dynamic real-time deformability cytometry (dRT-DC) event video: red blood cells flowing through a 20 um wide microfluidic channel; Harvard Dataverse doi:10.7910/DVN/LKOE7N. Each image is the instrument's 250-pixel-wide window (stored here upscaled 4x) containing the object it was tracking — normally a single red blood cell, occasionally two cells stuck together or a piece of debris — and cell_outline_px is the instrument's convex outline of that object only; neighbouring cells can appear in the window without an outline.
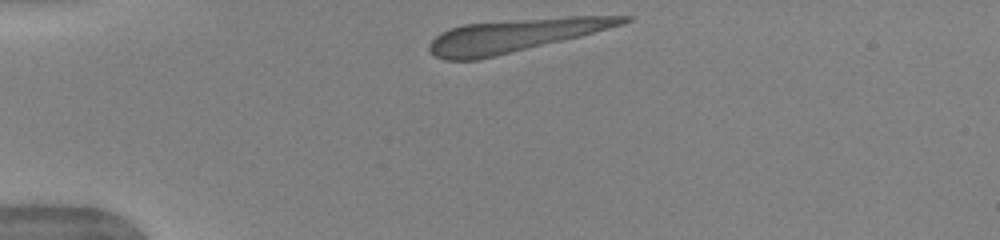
{"species": "human", "species_latin": "Homo sapiens", "temperature_condition": "warm", "stored_images_in_passage": 39, "camera_frame_rate_fps": 3000, "um_per_image_px": 0.085, "donor": {"sex": "female"}, "frame": {"image": 1, "passage_image": 1, "time_ms": 0.0, "image_size_px": [1000, 240], "cell_outline_px": [[632, 20], [624, 24], [580, 36], [496, 56], [476, 60], [444, 60], [428, 52], [428, 44], [440, 32], [464, 24], [564, 16], [632, 16]], "centroid_in_image_um": [43.74, 3.01], "position_along_channel_um": 41.3, "area_um2": 36.99}}
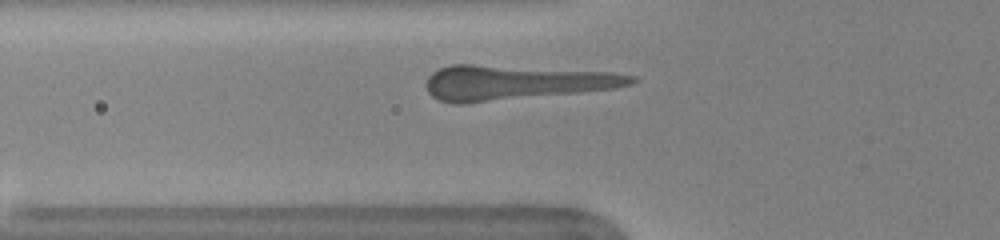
{"frame": {"image": 2, "passage_image": 7, "time_ms": 2.0, "image_size_px": [1000, 240], "cell_outline_px": [[640, 80], [632, 84], [616, 88], [464, 104], [452, 104], [440, 100], [432, 96], [428, 92], [424, 84], [428, 76], [432, 72], [448, 64], [472, 64], [612, 72], [636, 76]], "centroid_in_image_um": [43.78, 7.01], "position_along_channel_um": 82.0, "area_um2": 41.62}}
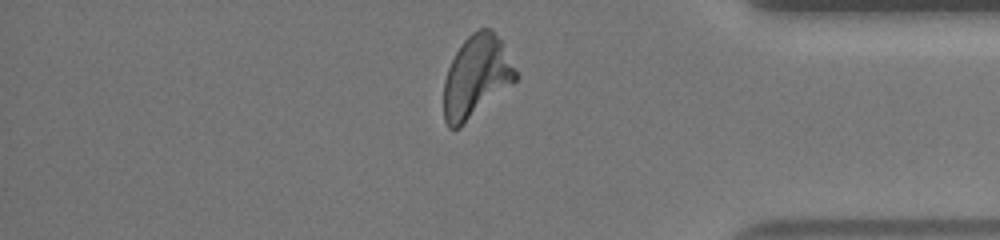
{"frame": {"image": 3, "passage_image": 32, "time_ms": 10.333, "image_size_px": [1000, 240], "cell_outline_px": [[516, 80], [460, 128], [448, 128], [444, 120], [444, 80], [448, 68], [456, 52], [464, 40], [472, 32], [480, 28], [492, 28], [500, 40], [516, 72]], "centroid_in_image_um": [40.45, 6.53], "position_along_channel_um": 394.8, "area_um2": 33.81}}